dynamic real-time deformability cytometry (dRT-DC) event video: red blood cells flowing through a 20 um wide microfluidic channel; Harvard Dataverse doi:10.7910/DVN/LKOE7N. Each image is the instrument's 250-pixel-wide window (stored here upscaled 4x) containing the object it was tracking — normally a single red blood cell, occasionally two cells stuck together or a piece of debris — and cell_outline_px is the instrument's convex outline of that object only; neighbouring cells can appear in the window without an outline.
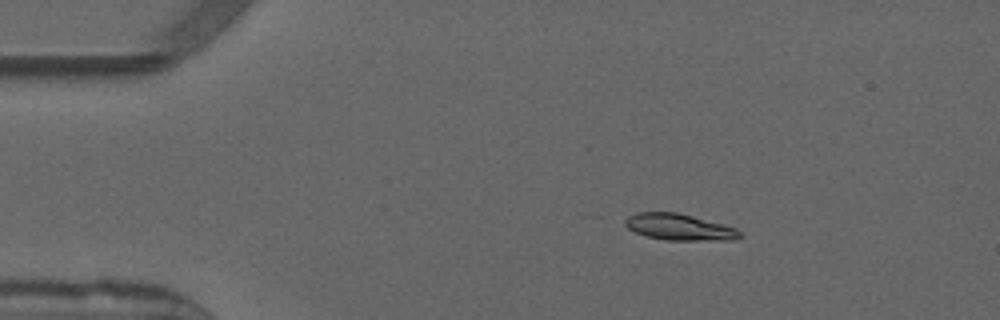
{"species": "common noctule bat (a hibernating species)", "species_latin": "Nyctalus noctula", "temperature_condition": "warm", "stored_images_in_passage": 8, "camera_frame_rate_fps": 3000, "um_per_image_px": 0.085, "animal": {"sex": "male", "forearm_length_mm": 52.5}, "frame": {"image": 1, "passage_image": 1, "time_ms": 0.0, "image_size_px": [1000, 320], "cell_outline_px": [[744, 236], [736, 240], [664, 240], [644, 236], [628, 228], [624, 224], [624, 220], [628, 216], [636, 212], [676, 212], [724, 224], [736, 228]], "centroid_in_image_um": [57.74, 19.31], "position_along_channel_um": 27.3, "area_um2": 17.8}}